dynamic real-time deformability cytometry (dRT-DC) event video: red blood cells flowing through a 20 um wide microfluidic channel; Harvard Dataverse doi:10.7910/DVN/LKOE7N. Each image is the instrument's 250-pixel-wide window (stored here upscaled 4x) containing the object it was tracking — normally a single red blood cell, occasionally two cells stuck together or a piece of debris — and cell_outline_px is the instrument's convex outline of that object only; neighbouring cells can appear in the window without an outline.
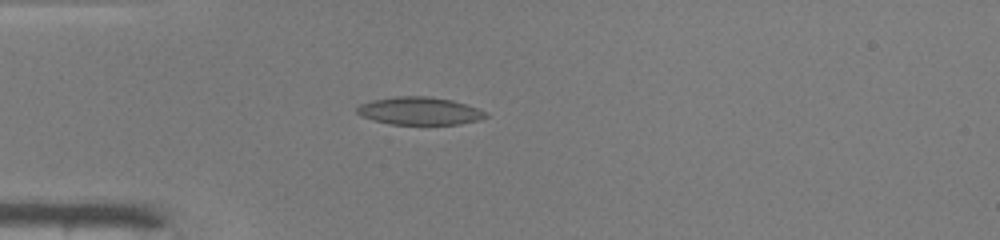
{"species": "common noctule bat (a hibernating species)", "species_latin": "Nyctalus noctula", "temperature_condition": "warm", "stored_images_in_passage": 48, "camera_frame_rate_fps": 3000, "um_per_image_px": 0.085, "animal": {"sex": "male", "body_mass_g": 19.0, "forearm_length_mm": 50.8}, "frame": {"image": 1, "passage_image": 13, "time_ms": 4.0, "image_size_px": [1000, 240], "cell_outline_px": [[488, 116], [480, 120], [460, 124], [392, 124], [372, 120], [360, 116], [356, 112], [356, 108], [360, 104], [372, 100], [396, 96], [428, 96], [452, 100], [488, 112]], "centroid_in_image_um": [35.65, 9.43], "position_along_channel_um": 49.4, "area_um2": 20.87}}
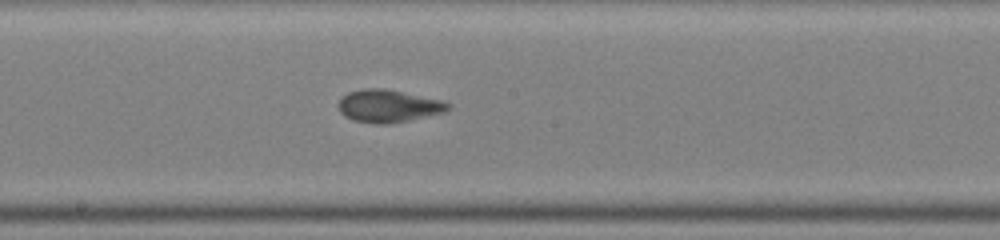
{"frame": {"image": 2, "passage_image": 26, "time_ms": 8.333, "image_size_px": [1000, 240], "cell_outline_px": [[452, 104], [448, 108], [440, 112], [408, 120], [388, 124], [376, 124], [356, 120], [344, 116], [340, 112], [340, 100], [348, 92], [364, 88], [384, 88], [440, 100]], "centroid_in_image_um": [32.97, 9.0], "position_along_channel_um": 215.2, "area_um2": 20.23}}
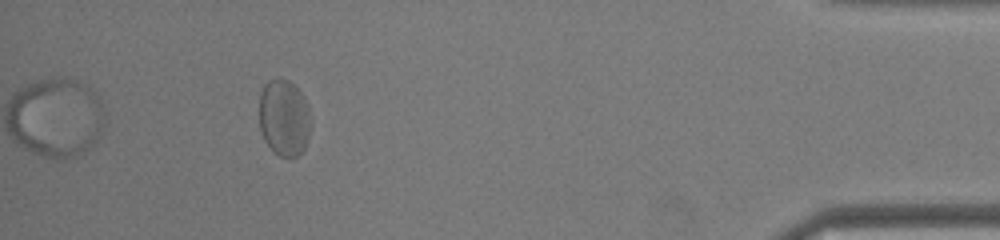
{"frame": {"image": 3, "passage_image": 44, "time_ms": 14.333, "image_size_px": [1000, 240], "cell_outline_px": [[308, 136], [304, 148], [296, 156], [280, 156], [264, 140], [260, 128], [260, 92], [264, 84], [268, 80], [288, 80], [304, 96], [308, 104]], "centroid_in_image_um": [24.12, 9.99], "position_along_channel_um": 411.1, "area_um2": 22.37}, "authors_computed_cell_mechanics": {"area_um2": 21.1837, "velocity_mm_per_s": 4.1556, "shape_relaxation_time_tau1_ms": null, "shape_relaxation_time_tau2_ms": 1.239, "deformation_change_tau1": null, "deformation_change_tau2": 0.0656}}